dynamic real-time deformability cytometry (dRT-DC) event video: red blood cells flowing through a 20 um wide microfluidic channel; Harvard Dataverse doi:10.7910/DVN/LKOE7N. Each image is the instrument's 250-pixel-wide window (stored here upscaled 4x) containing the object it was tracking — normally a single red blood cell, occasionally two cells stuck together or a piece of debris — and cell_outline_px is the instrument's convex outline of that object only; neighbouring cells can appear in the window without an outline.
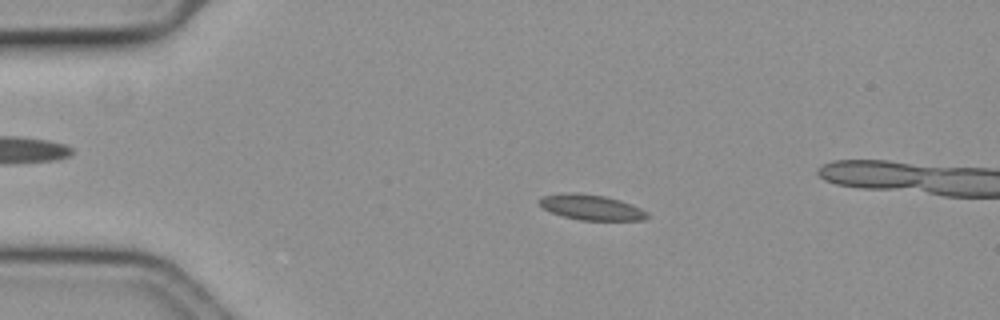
{"species": "common noctule bat (a hibernating species)", "species_latin": "Nyctalus noctula", "temperature_condition": "cold", "stored_images_in_passage": 60, "camera_frame_rate_fps": 3000, "um_per_image_px": 0.085, "animal": {"sex": "female", "body_mass_g": 19.3, "forearm_length_mm": 54.1}, "frame": {"image": 1, "passage_image": 13, "time_ms": 4.0, "image_size_px": [1000, 320], "cell_outline_px": [[652, 216], [644, 220], [580, 220], [564, 216], [552, 212], [544, 208], [536, 200], [540, 196], [568, 192], [576, 192], [604, 196], [620, 200], [632, 204], [648, 212]], "centroid_in_image_um": [50.28, 17.61], "position_along_channel_um": 34.7, "area_um2": 16.07}}
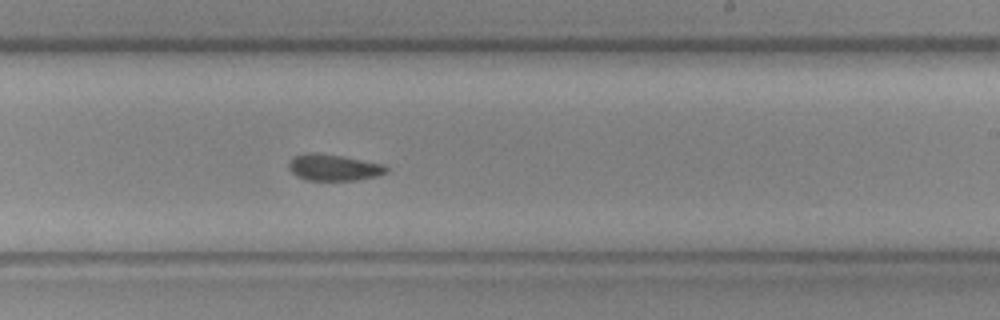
{"frame": {"image": 2, "passage_image": 36, "time_ms": 11.667, "image_size_px": [1000, 320], "cell_outline_px": [[388, 172], [376, 176], [356, 180], [304, 180], [296, 176], [288, 168], [288, 164], [292, 156], [308, 152], [312, 152], [340, 156], [384, 164], [388, 168]], "centroid_in_image_um": [28.32, 14.24], "position_along_channel_um": 260.7, "area_um2": 15.03}}
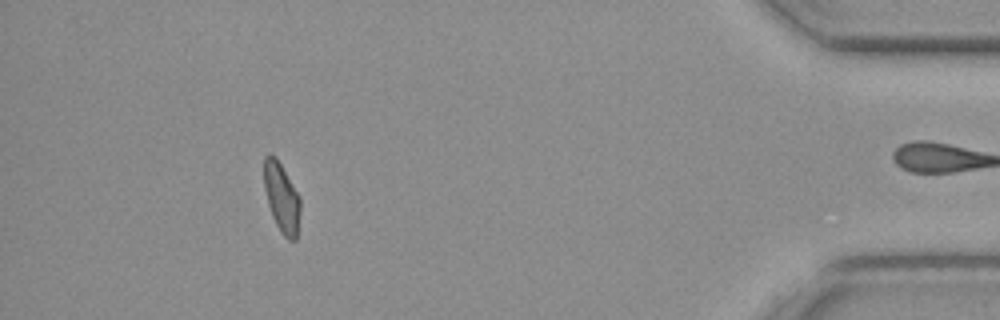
{"frame": {"image": 3, "passage_image": 54, "time_ms": 17.667, "image_size_px": [1000, 320], "cell_outline_px": [[300, 212], [296, 240], [288, 240], [284, 236], [276, 224], [272, 216], [268, 204], [264, 188], [264, 156], [276, 156], [300, 196]], "centroid_in_image_um": [23.95, 16.81], "position_along_channel_um": 411.3, "area_um2": 14.62}}